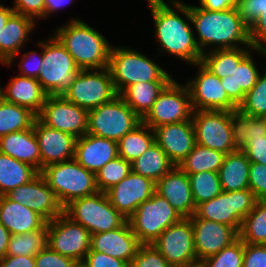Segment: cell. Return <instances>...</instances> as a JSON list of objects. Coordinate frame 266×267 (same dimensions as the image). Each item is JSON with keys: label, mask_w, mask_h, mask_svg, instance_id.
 Here are the masks:
<instances>
[{"label": "cell", "mask_w": 266, "mask_h": 267, "mask_svg": "<svg viewBox=\"0 0 266 267\" xmlns=\"http://www.w3.org/2000/svg\"><path fill=\"white\" fill-rule=\"evenodd\" d=\"M181 13L194 24L198 33V40L195 41L202 54L205 53L204 47L206 49L214 44L216 50L239 48L240 43L248 48L252 47L249 25L238 16L235 7L210 11L181 2Z\"/></svg>", "instance_id": "1"}, {"label": "cell", "mask_w": 266, "mask_h": 267, "mask_svg": "<svg viewBox=\"0 0 266 267\" xmlns=\"http://www.w3.org/2000/svg\"><path fill=\"white\" fill-rule=\"evenodd\" d=\"M147 2L153 16L155 34L162 49L160 51L176 55L175 57L192 63L193 66L199 63L202 53L196 44L193 28L179 15L181 2L170 0L172 6L165 0Z\"/></svg>", "instance_id": "2"}, {"label": "cell", "mask_w": 266, "mask_h": 267, "mask_svg": "<svg viewBox=\"0 0 266 267\" xmlns=\"http://www.w3.org/2000/svg\"><path fill=\"white\" fill-rule=\"evenodd\" d=\"M53 34L73 57L80 70L104 69L109 64L111 45L81 19H72Z\"/></svg>", "instance_id": "3"}, {"label": "cell", "mask_w": 266, "mask_h": 267, "mask_svg": "<svg viewBox=\"0 0 266 267\" xmlns=\"http://www.w3.org/2000/svg\"><path fill=\"white\" fill-rule=\"evenodd\" d=\"M108 69L118 95L132 84L173 80L171 75L146 55L120 46H111Z\"/></svg>", "instance_id": "4"}, {"label": "cell", "mask_w": 266, "mask_h": 267, "mask_svg": "<svg viewBox=\"0 0 266 267\" xmlns=\"http://www.w3.org/2000/svg\"><path fill=\"white\" fill-rule=\"evenodd\" d=\"M40 174L63 207L71 201L97 193L95 174L74 158L44 167Z\"/></svg>", "instance_id": "5"}, {"label": "cell", "mask_w": 266, "mask_h": 267, "mask_svg": "<svg viewBox=\"0 0 266 267\" xmlns=\"http://www.w3.org/2000/svg\"><path fill=\"white\" fill-rule=\"evenodd\" d=\"M36 46L43 48V62L37 80L48 95H63L80 69L54 35Z\"/></svg>", "instance_id": "6"}, {"label": "cell", "mask_w": 266, "mask_h": 267, "mask_svg": "<svg viewBox=\"0 0 266 267\" xmlns=\"http://www.w3.org/2000/svg\"><path fill=\"white\" fill-rule=\"evenodd\" d=\"M64 214L81 224L91 235L119 228L127 221L101 191L71 201L64 207Z\"/></svg>", "instance_id": "7"}, {"label": "cell", "mask_w": 266, "mask_h": 267, "mask_svg": "<svg viewBox=\"0 0 266 267\" xmlns=\"http://www.w3.org/2000/svg\"><path fill=\"white\" fill-rule=\"evenodd\" d=\"M87 133L119 141L142 119L117 95L113 100L88 111Z\"/></svg>", "instance_id": "8"}, {"label": "cell", "mask_w": 266, "mask_h": 267, "mask_svg": "<svg viewBox=\"0 0 266 267\" xmlns=\"http://www.w3.org/2000/svg\"><path fill=\"white\" fill-rule=\"evenodd\" d=\"M181 219L168 200L155 192L127 221L141 244H152L165 229Z\"/></svg>", "instance_id": "9"}, {"label": "cell", "mask_w": 266, "mask_h": 267, "mask_svg": "<svg viewBox=\"0 0 266 267\" xmlns=\"http://www.w3.org/2000/svg\"><path fill=\"white\" fill-rule=\"evenodd\" d=\"M257 202L255 194L250 189L222 191L213 199L198 204L195 215L198 218L232 226L239 233L243 219Z\"/></svg>", "instance_id": "10"}, {"label": "cell", "mask_w": 266, "mask_h": 267, "mask_svg": "<svg viewBox=\"0 0 266 267\" xmlns=\"http://www.w3.org/2000/svg\"><path fill=\"white\" fill-rule=\"evenodd\" d=\"M118 95L110 70H79L74 81L62 95L66 100L91 110L113 100Z\"/></svg>", "instance_id": "11"}, {"label": "cell", "mask_w": 266, "mask_h": 267, "mask_svg": "<svg viewBox=\"0 0 266 267\" xmlns=\"http://www.w3.org/2000/svg\"><path fill=\"white\" fill-rule=\"evenodd\" d=\"M193 108L187 86L173 79L159 94L142 122L154 129L164 124L191 120Z\"/></svg>", "instance_id": "12"}, {"label": "cell", "mask_w": 266, "mask_h": 267, "mask_svg": "<svg viewBox=\"0 0 266 267\" xmlns=\"http://www.w3.org/2000/svg\"><path fill=\"white\" fill-rule=\"evenodd\" d=\"M91 233L64 213L47 222V246L75 262H83L90 251Z\"/></svg>", "instance_id": "13"}, {"label": "cell", "mask_w": 266, "mask_h": 267, "mask_svg": "<svg viewBox=\"0 0 266 267\" xmlns=\"http://www.w3.org/2000/svg\"><path fill=\"white\" fill-rule=\"evenodd\" d=\"M191 120L197 144L225 154L237 151L231 133V111H193Z\"/></svg>", "instance_id": "14"}, {"label": "cell", "mask_w": 266, "mask_h": 267, "mask_svg": "<svg viewBox=\"0 0 266 267\" xmlns=\"http://www.w3.org/2000/svg\"><path fill=\"white\" fill-rule=\"evenodd\" d=\"M37 118L43 124L73 135L76 139L87 134L88 110L62 95H48Z\"/></svg>", "instance_id": "15"}, {"label": "cell", "mask_w": 266, "mask_h": 267, "mask_svg": "<svg viewBox=\"0 0 266 267\" xmlns=\"http://www.w3.org/2000/svg\"><path fill=\"white\" fill-rule=\"evenodd\" d=\"M152 244L172 267L198 262L190 218H182L165 229Z\"/></svg>", "instance_id": "16"}, {"label": "cell", "mask_w": 266, "mask_h": 267, "mask_svg": "<svg viewBox=\"0 0 266 267\" xmlns=\"http://www.w3.org/2000/svg\"><path fill=\"white\" fill-rule=\"evenodd\" d=\"M231 133L235 148L243 151L250 162L266 165V129L259 117L239 109L231 111Z\"/></svg>", "instance_id": "17"}, {"label": "cell", "mask_w": 266, "mask_h": 267, "mask_svg": "<svg viewBox=\"0 0 266 267\" xmlns=\"http://www.w3.org/2000/svg\"><path fill=\"white\" fill-rule=\"evenodd\" d=\"M199 72L187 82L193 111H233L238 106L228 97L221 79L207 70L200 62L194 64Z\"/></svg>", "instance_id": "18"}, {"label": "cell", "mask_w": 266, "mask_h": 267, "mask_svg": "<svg viewBox=\"0 0 266 267\" xmlns=\"http://www.w3.org/2000/svg\"><path fill=\"white\" fill-rule=\"evenodd\" d=\"M5 196L11 201H16L29 207L46 222L64 213V207L40 173L29 183L18 186L5 194Z\"/></svg>", "instance_id": "19"}, {"label": "cell", "mask_w": 266, "mask_h": 267, "mask_svg": "<svg viewBox=\"0 0 266 267\" xmlns=\"http://www.w3.org/2000/svg\"><path fill=\"white\" fill-rule=\"evenodd\" d=\"M156 182L131 171L118 184L108 189L105 194L110 204L128 219L141 203L155 193Z\"/></svg>", "instance_id": "20"}, {"label": "cell", "mask_w": 266, "mask_h": 267, "mask_svg": "<svg viewBox=\"0 0 266 267\" xmlns=\"http://www.w3.org/2000/svg\"><path fill=\"white\" fill-rule=\"evenodd\" d=\"M190 221L198 262L219 253L239 237V233L232 226L198 218L195 214L190 217Z\"/></svg>", "instance_id": "21"}, {"label": "cell", "mask_w": 266, "mask_h": 267, "mask_svg": "<svg viewBox=\"0 0 266 267\" xmlns=\"http://www.w3.org/2000/svg\"><path fill=\"white\" fill-rule=\"evenodd\" d=\"M34 134L41 154V170L74 158L76 138L43 124L37 117L33 123Z\"/></svg>", "instance_id": "22"}, {"label": "cell", "mask_w": 266, "mask_h": 267, "mask_svg": "<svg viewBox=\"0 0 266 267\" xmlns=\"http://www.w3.org/2000/svg\"><path fill=\"white\" fill-rule=\"evenodd\" d=\"M155 142L177 166L196 144L192 120L164 124L153 129Z\"/></svg>", "instance_id": "23"}, {"label": "cell", "mask_w": 266, "mask_h": 267, "mask_svg": "<svg viewBox=\"0 0 266 267\" xmlns=\"http://www.w3.org/2000/svg\"><path fill=\"white\" fill-rule=\"evenodd\" d=\"M155 192L168 200L182 218L196 212L188 175L177 165L156 182Z\"/></svg>", "instance_id": "24"}, {"label": "cell", "mask_w": 266, "mask_h": 267, "mask_svg": "<svg viewBox=\"0 0 266 267\" xmlns=\"http://www.w3.org/2000/svg\"><path fill=\"white\" fill-rule=\"evenodd\" d=\"M140 245L126 221L119 228L92 234L90 249L123 260L130 265Z\"/></svg>", "instance_id": "25"}, {"label": "cell", "mask_w": 266, "mask_h": 267, "mask_svg": "<svg viewBox=\"0 0 266 267\" xmlns=\"http://www.w3.org/2000/svg\"><path fill=\"white\" fill-rule=\"evenodd\" d=\"M117 156V141L88 133L76 139L74 159L94 174Z\"/></svg>", "instance_id": "26"}, {"label": "cell", "mask_w": 266, "mask_h": 267, "mask_svg": "<svg viewBox=\"0 0 266 267\" xmlns=\"http://www.w3.org/2000/svg\"><path fill=\"white\" fill-rule=\"evenodd\" d=\"M35 21L22 14L13 13L0 31V61L12 65L19 50L28 41L30 32L35 29Z\"/></svg>", "instance_id": "27"}, {"label": "cell", "mask_w": 266, "mask_h": 267, "mask_svg": "<svg viewBox=\"0 0 266 267\" xmlns=\"http://www.w3.org/2000/svg\"><path fill=\"white\" fill-rule=\"evenodd\" d=\"M1 90L3 100L28 108L36 116L48 96L36 78L21 75L13 77L6 86V90L3 88Z\"/></svg>", "instance_id": "28"}, {"label": "cell", "mask_w": 266, "mask_h": 267, "mask_svg": "<svg viewBox=\"0 0 266 267\" xmlns=\"http://www.w3.org/2000/svg\"><path fill=\"white\" fill-rule=\"evenodd\" d=\"M0 223L11 235L33 232L46 221L29 207L0 196Z\"/></svg>", "instance_id": "29"}, {"label": "cell", "mask_w": 266, "mask_h": 267, "mask_svg": "<svg viewBox=\"0 0 266 267\" xmlns=\"http://www.w3.org/2000/svg\"><path fill=\"white\" fill-rule=\"evenodd\" d=\"M0 152L34 167L41 172V154L33 126L28 130L0 137Z\"/></svg>", "instance_id": "30"}, {"label": "cell", "mask_w": 266, "mask_h": 267, "mask_svg": "<svg viewBox=\"0 0 266 267\" xmlns=\"http://www.w3.org/2000/svg\"><path fill=\"white\" fill-rule=\"evenodd\" d=\"M251 52L235 66L232 76H225L221 79V84L228 97L238 106L256 84L260 72L254 64Z\"/></svg>", "instance_id": "31"}, {"label": "cell", "mask_w": 266, "mask_h": 267, "mask_svg": "<svg viewBox=\"0 0 266 267\" xmlns=\"http://www.w3.org/2000/svg\"><path fill=\"white\" fill-rule=\"evenodd\" d=\"M250 165L251 162L241 150L226 154L218 172L222 191L249 189Z\"/></svg>", "instance_id": "32"}, {"label": "cell", "mask_w": 266, "mask_h": 267, "mask_svg": "<svg viewBox=\"0 0 266 267\" xmlns=\"http://www.w3.org/2000/svg\"><path fill=\"white\" fill-rule=\"evenodd\" d=\"M171 81L140 82L128 86L120 96L142 119L158 99L159 94Z\"/></svg>", "instance_id": "33"}, {"label": "cell", "mask_w": 266, "mask_h": 267, "mask_svg": "<svg viewBox=\"0 0 266 267\" xmlns=\"http://www.w3.org/2000/svg\"><path fill=\"white\" fill-rule=\"evenodd\" d=\"M38 174L31 165L0 152V196L29 183Z\"/></svg>", "instance_id": "34"}, {"label": "cell", "mask_w": 266, "mask_h": 267, "mask_svg": "<svg viewBox=\"0 0 266 267\" xmlns=\"http://www.w3.org/2000/svg\"><path fill=\"white\" fill-rule=\"evenodd\" d=\"M253 49H244L241 46L233 49H211V52L202 54L200 63L212 74L222 79L225 76H232L235 66L250 53ZM250 50V51H249Z\"/></svg>", "instance_id": "35"}, {"label": "cell", "mask_w": 266, "mask_h": 267, "mask_svg": "<svg viewBox=\"0 0 266 267\" xmlns=\"http://www.w3.org/2000/svg\"><path fill=\"white\" fill-rule=\"evenodd\" d=\"M174 166L175 164L156 142L131 163L134 173L148 177L154 182L160 180Z\"/></svg>", "instance_id": "36"}, {"label": "cell", "mask_w": 266, "mask_h": 267, "mask_svg": "<svg viewBox=\"0 0 266 267\" xmlns=\"http://www.w3.org/2000/svg\"><path fill=\"white\" fill-rule=\"evenodd\" d=\"M226 154L211 148L195 144L193 150L178 164L187 174L210 171L218 173Z\"/></svg>", "instance_id": "37"}, {"label": "cell", "mask_w": 266, "mask_h": 267, "mask_svg": "<svg viewBox=\"0 0 266 267\" xmlns=\"http://www.w3.org/2000/svg\"><path fill=\"white\" fill-rule=\"evenodd\" d=\"M155 142L153 129L141 122L117 142L118 156L132 163Z\"/></svg>", "instance_id": "38"}, {"label": "cell", "mask_w": 266, "mask_h": 267, "mask_svg": "<svg viewBox=\"0 0 266 267\" xmlns=\"http://www.w3.org/2000/svg\"><path fill=\"white\" fill-rule=\"evenodd\" d=\"M36 115L28 108L0 101V137L9 133L28 130L33 126Z\"/></svg>", "instance_id": "39"}, {"label": "cell", "mask_w": 266, "mask_h": 267, "mask_svg": "<svg viewBox=\"0 0 266 267\" xmlns=\"http://www.w3.org/2000/svg\"><path fill=\"white\" fill-rule=\"evenodd\" d=\"M47 246V222L33 232L11 235L6 255L35 257Z\"/></svg>", "instance_id": "40"}, {"label": "cell", "mask_w": 266, "mask_h": 267, "mask_svg": "<svg viewBox=\"0 0 266 267\" xmlns=\"http://www.w3.org/2000/svg\"><path fill=\"white\" fill-rule=\"evenodd\" d=\"M239 238L244 243L266 245V201H258L243 219Z\"/></svg>", "instance_id": "41"}, {"label": "cell", "mask_w": 266, "mask_h": 267, "mask_svg": "<svg viewBox=\"0 0 266 267\" xmlns=\"http://www.w3.org/2000/svg\"><path fill=\"white\" fill-rule=\"evenodd\" d=\"M194 204L209 201L221 192L219 174L210 171H202L188 175Z\"/></svg>", "instance_id": "42"}, {"label": "cell", "mask_w": 266, "mask_h": 267, "mask_svg": "<svg viewBox=\"0 0 266 267\" xmlns=\"http://www.w3.org/2000/svg\"><path fill=\"white\" fill-rule=\"evenodd\" d=\"M131 171V163L117 156L95 173L98 190L106 192L124 179Z\"/></svg>", "instance_id": "43"}, {"label": "cell", "mask_w": 266, "mask_h": 267, "mask_svg": "<svg viewBox=\"0 0 266 267\" xmlns=\"http://www.w3.org/2000/svg\"><path fill=\"white\" fill-rule=\"evenodd\" d=\"M238 109L253 117H261L266 114V69L263 75L260 74L256 84L245 94Z\"/></svg>", "instance_id": "44"}, {"label": "cell", "mask_w": 266, "mask_h": 267, "mask_svg": "<svg viewBox=\"0 0 266 267\" xmlns=\"http://www.w3.org/2000/svg\"><path fill=\"white\" fill-rule=\"evenodd\" d=\"M244 242L238 237L219 253L201 261L203 267H243Z\"/></svg>", "instance_id": "45"}, {"label": "cell", "mask_w": 266, "mask_h": 267, "mask_svg": "<svg viewBox=\"0 0 266 267\" xmlns=\"http://www.w3.org/2000/svg\"><path fill=\"white\" fill-rule=\"evenodd\" d=\"M129 267H172L153 244H141Z\"/></svg>", "instance_id": "46"}, {"label": "cell", "mask_w": 266, "mask_h": 267, "mask_svg": "<svg viewBox=\"0 0 266 267\" xmlns=\"http://www.w3.org/2000/svg\"><path fill=\"white\" fill-rule=\"evenodd\" d=\"M249 189L255 194L258 201H266V165L251 162Z\"/></svg>", "instance_id": "47"}, {"label": "cell", "mask_w": 266, "mask_h": 267, "mask_svg": "<svg viewBox=\"0 0 266 267\" xmlns=\"http://www.w3.org/2000/svg\"><path fill=\"white\" fill-rule=\"evenodd\" d=\"M249 38L253 51L266 54V11L249 25ZM263 42V43H262ZM265 43V44H264Z\"/></svg>", "instance_id": "48"}, {"label": "cell", "mask_w": 266, "mask_h": 267, "mask_svg": "<svg viewBox=\"0 0 266 267\" xmlns=\"http://www.w3.org/2000/svg\"><path fill=\"white\" fill-rule=\"evenodd\" d=\"M238 16L248 25L266 11V0H238L235 4Z\"/></svg>", "instance_id": "49"}, {"label": "cell", "mask_w": 266, "mask_h": 267, "mask_svg": "<svg viewBox=\"0 0 266 267\" xmlns=\"http://www.w3.org/2000/svg\"><path fill=\"white\" fill-rule=\"evenodd\" d=\"M76 263L72 258L52 251L48 246L35 256V267H72Z\"/></svg>", "instance_id": "50"}, {"label": "cell", "mask_w": 266, "mask_h": 267, "mask_svg": "<svg viewBox=\"0 0 266 267\" xmlns=\"http://www.w3.org/2000/svg\"><path fill=\"white\" fill-rule=\"evenodd\" d=\"M84 267H129L123 260L114 258L105 253L90 251L83 260Z\"/></svg>", "instance_id": "51"}, {"label": "cell", "mask_w": 266, "mask_h": 267, "mask_svg": "<svg viewBox=\"0 0 266 267\" xmlns=\"http://www.w3.org/2000/svg\"><path fill=\"white\" fill-rule=\"evenodd\" d=\"M243 267H266V245L244 243Z\"/></svg>", "instance_id": "52"}, {"label": "cell", "mask_w": 266, "mask_h": 267, "mask_svg": "<svg viewBox=\"0 0 266 267\" xmlns=\"http://www.w3.org/2000/svg\"><path fill=\"white\" fill-rule=\"evenodd\" d=\"M12 7L15 13L22 14L35 20L44 19L45 3L44 0H14Z\"/></svg>", "instance_id": "53"}, {"label": "cell", "mask_w": 266, "mask_h": 267, "mask_svg": "<svg viewBox=\"0 0 266 267\" xmlns=\"http://www.w3.org/2000/svg\"><path fill=\"white\" fill-rule=\"evenodd\" d=\"M37 55L38 53L33 50L32 52H27L22 56L19 63L21 76L37 79L43 62V53H40V55H38L39 57H36Z\"/></svg>", "instance_id": "54"}, {"label": "cell", "mask_w": 266, "mask_h": 267, "mask_svg": "<svg viewBox=\"0 0 266 267\" xmlns=\"http://www.w3.org/2000/svg\"><path fill=\"white\" fill-rule=\"evenodd\" d=\"M0 267H35V257L6 255L0 259Z\"/></svg>", "instance_id": "55"}, {"label": "cell", "mask_w": 266, "mask_h": 267, "mask_svg": "<svg viewBox=\"0 0 266 267\" xmlns=\"http://www.w3.org/2000/svg\"><path fill=\"white\" fill-rule=\"evenodd\" d=\"M200 7L210 11H223L235 7L238 0H199Z\"/></svg>", "instance_id": "56"}, {"label": "cell", "mask_w": 266, "mask_h": 267, "mask_svg": "<svg viewBox=\"0 0 266 267\" xmlns=\"http://www.w3.org/2000/svg\"><path fill=\"white\" fill-rule=\"evenodd\" d=\"M74 0H44L45 10L44 18L46 19L51 13L56 12L68 3H73Z\"/></svg>", "instance_id": "57"}, {"label": "cell", "mask_w": 266, "mask_h": 267, "mask_svg": "<svg viewBox=\"0 0 266 267\" xmlns=\"http://www.w3.org/2000/svg\"><path fill=\"white\" fill-rule=\"evenodd\" d=\"M10 237V232L0 223V259L6 256Z\"/></svg>", "instance_id": "58"}, {"label": "cell", "mask_w": 266, "mask_h": 267, "mask_svg": "<svg viewBox=\"0 0 266 267\" xmlns=\"http://www.w3.org/2000/svg\"><path fill=\"white\" fill-rule=\"evenodd\" d=\"M13 13V8L5 7L0 4V31L6 25L7 20Z\"/></svg>", "instance_id": "59"}, {"label": "cell", "mask_w": 266, "mask_h": 267, "mask_svg": "<svg viewBox=\"0 0 266 267\" xmlns=\"http://www.w3.org/2000/svg\"><path fill=\"white\" fill-rule=\"evenodd\" d=\"M173 267H203V265L201 264V262H197L187 266H173Z\"/></svg>", "instance_id": "60"}, {"label": "cell", "mask_w": 266, "mask_h": 267, "mask_svg": "<svg viewBox=\"0 0 266 267\" xmlns=\"http://www.w3.org/2000/svg\"><path fill=\"white\" fill-rule=\"evenodd\" d=\"M260 119L262 120V122H263V124H264V126H265V129H266V114L262 115V116L260 117Z\"/></svg>", "instance_id": "61"}, {"label": "cell", "mask_w": 266, "mask_h": 267, "mask_svg": "<svg viewBox=\"0 0 266 267\" xmlns=\"http://www.w3.org/2000/svg\"><path fill=\"white\" fill-rule=\"evenodd\" d=\"M72 267H84L82 262H77L75 265H73Z\"/></svg>", "instance_id": "62"}, {"label": "cell", "mask_w": 266, "mask_h": 267, "mask_svg": "<svg viewBox=\"0 0 266 267\" xmlns=\"http://www.w3.org/2000/svg\"><path fill=\"white\" fill-rule=\"evenodd\" d=\"M1 87V86H0ZM2 88H0V101L2 100Z\"/></svg>", "instance_id": "63"}]
</instances>
